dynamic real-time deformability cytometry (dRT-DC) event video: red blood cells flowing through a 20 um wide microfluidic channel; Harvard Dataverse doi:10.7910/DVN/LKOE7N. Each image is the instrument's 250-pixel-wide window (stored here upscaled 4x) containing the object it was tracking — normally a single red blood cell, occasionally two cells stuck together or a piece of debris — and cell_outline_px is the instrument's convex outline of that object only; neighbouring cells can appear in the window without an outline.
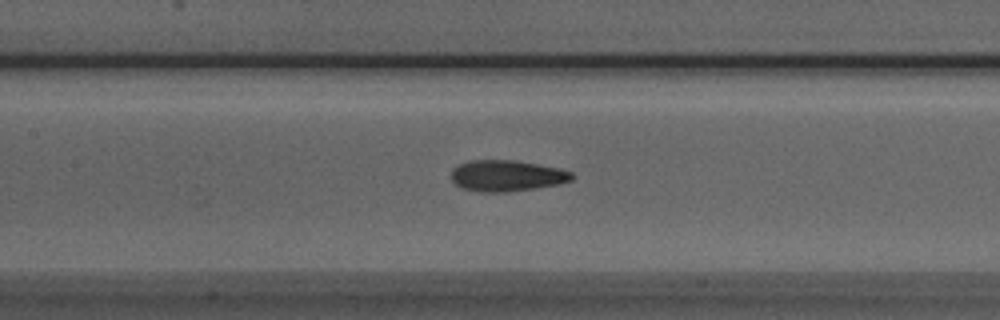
{"species": "Egyptian fruit bat (a non-hibernating species)", "species_latin": "Rousettus aegyptiacus", "temperature_condition": "room temperature", "stored_images_in_passage": 48, "camera_frame_rate_fps": 3000, "um_per_image_px": 0.085, "animal": {"sex": "male"}, "frame": {"image": 1, "passage_image": 24, "time_ms": 7.667, "image_size_px": [1000, 320], "cell_outline_px": [[576, 176], [572, 180], [560, 184], [536, 188], [508, 192], [480, 192], [460, 188], [452, 184], [452, 168], [460, 164], [472, 160], [512, 160], [560, 168], [572, 172]], "centroid_in_image_um": [43.08, 14.95], "position_along_channel_um": 164.3, "area_um2": 22.14}}
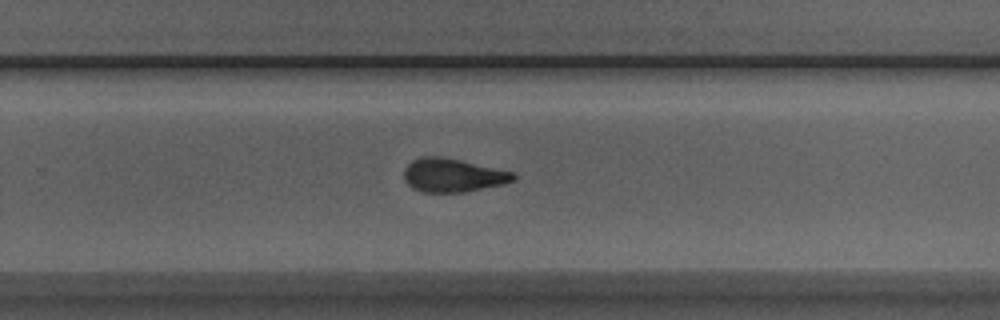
{"frame": {"image": 2, "passage_image": 34, "time_ms": 11.0, "image_size_px": [1000, 320], "cell_outline_px": [[516, 180], [504, 184], [464, 192], [424, 192], [412, 188], [404, 180], [404, 168], [412, 160], [420, 156], [440, 156], [460, 160], [516, 172]], "centroid_in_image_um": [38.5, 14.89], "position_along_channel_um": 291.3, "area_um2": 21.56}}
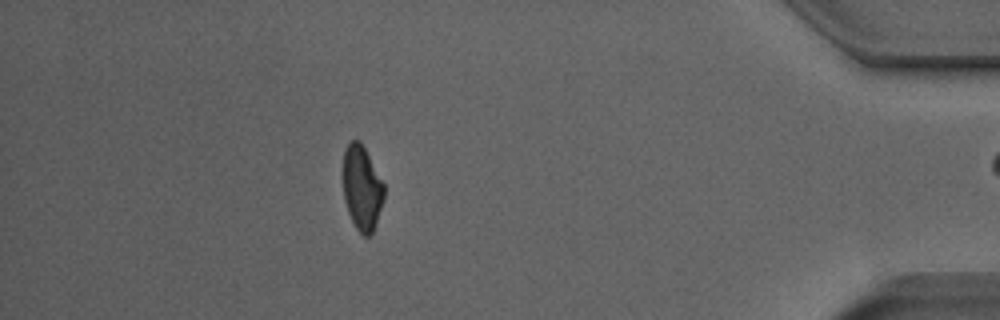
{"frame": {"image": 3, "passage_image": 47, "time_ms": 15.333, "image_size_px": [1000, 320], "cell_outline_px": [[384, 200], [372, 232], [368, 236], [364, 236], [356, 228], [348, 212], [344, 200], [344, 152], [348, 144], [352, 140], [360, 140], [384, 184]], "centroid_in_image_um": [30.77, 15.98], "position_along_channel_um": 404.4, "area_um2": 19.83}}